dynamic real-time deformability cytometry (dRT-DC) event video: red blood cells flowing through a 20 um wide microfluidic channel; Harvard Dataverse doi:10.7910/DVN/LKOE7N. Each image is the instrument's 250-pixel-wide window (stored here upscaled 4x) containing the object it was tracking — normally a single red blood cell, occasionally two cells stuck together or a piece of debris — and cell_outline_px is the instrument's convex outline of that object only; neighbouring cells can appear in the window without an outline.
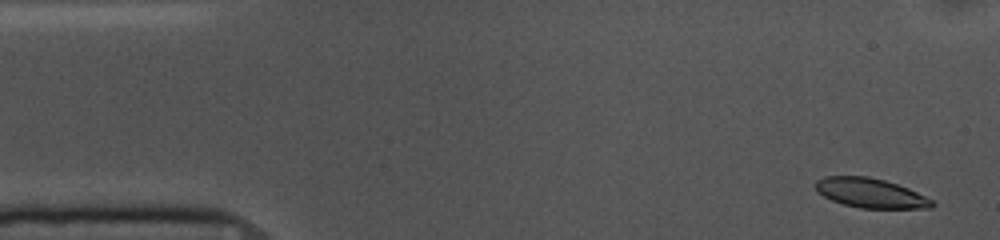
{"species": "common noctule bat (a hibernating species)", "species_latin": "Nyctalus noctula", "temperature_condition": "cold", "stored_images_in_passage": 53, "camera_frame_rate_fps": 3000, "um_per_image_px": 0.085, "animal": {"sex": "female", "body_mass_g": 10.0, "forearm_length_mm": 53.1}, "frame": {"image": 1, "passage_image": 2, "time_ms": 0.333, "image_size_px": [1000, 240], "cell_outline_px": [[936, 204], [932, 208], [860, 208], [844, 204], [832, 200], [816, 192], [816, 180], [824, 176], [868, 176], [884, 180], [908, 188], [932, 200]], "centroid_in_image_um": [73.98, 16.4], "position_along_channel_um": 11.0, "area_um2": 19.94}}
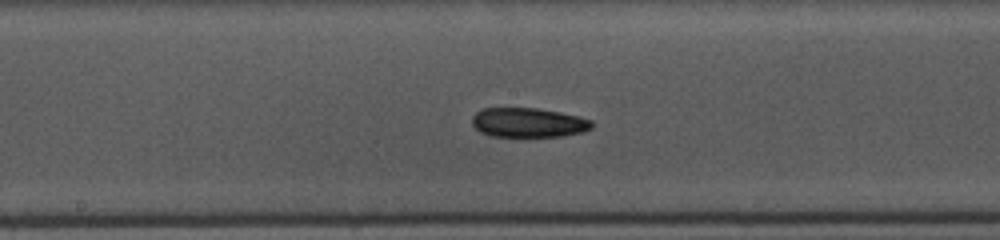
{"frame": {"image": 2, "passage_image": 26, "time_ms": 8.333, "image_size_px": [1000, 240], "cell_outline_px": [[592, 128], [584, 132], [564, 136], [492, 136], [480, 132], [472, 124], [472, 116], [476, 112], [484, 108], [536, 108], [560, 112], [580, 116], [592, 120]], "centroid_in_image_um": [44.93, 10.41], "position_along_channel_um": 203.3, "area_um2": 20.63}}
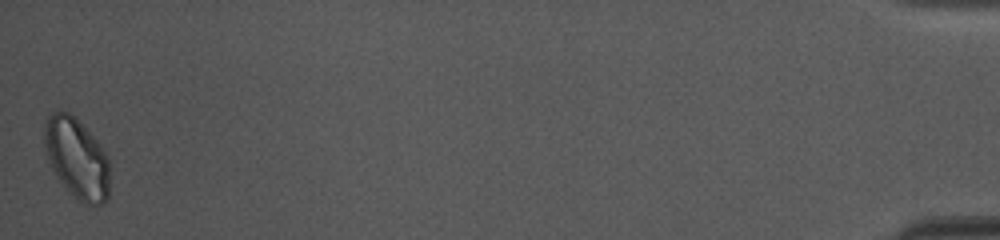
{"frame": {"image": 3, "passage_image": 53, "time_ms": 17.333, "image_size_px": [1000, 240], "cell_outline_px": [[108, 200], [100, 204], [88, 204], [80, 200], [60, 180], [52, 168], [44, 144], [44, 124], [48, 116], [56, 108], [68, 112], [104, 148], [108, 156]], "centroid_in_image_um": [6.52, 13.4], "position_along_channel_um": 428.7, "area_um2": 29.88}}